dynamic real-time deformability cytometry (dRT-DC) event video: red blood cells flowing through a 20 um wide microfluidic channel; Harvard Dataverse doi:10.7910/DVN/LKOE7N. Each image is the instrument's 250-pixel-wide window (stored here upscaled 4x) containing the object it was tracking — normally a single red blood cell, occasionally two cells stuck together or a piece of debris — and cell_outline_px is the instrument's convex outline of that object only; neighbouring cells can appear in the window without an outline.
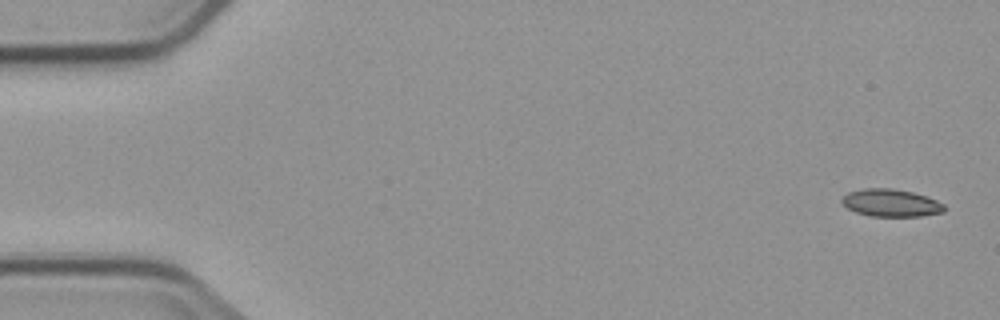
{"species": "common noctule bat (a hibernating species)", "species_latin": "Nyctalus noctula", "temperature_condition": "cold", "stored_images_in_passage": 8, "camera_frame_rate_fps": 3000, "um_per_image_px": 0.085, "animal": {"sex": "male", "body_mass_g": 23.1, "forearm_length_mm": 52.7}, "frame": {"image": 1, "passage_image": 1, "time_ms": 0.0, "image_size_px": [1000, 320], "cell_outline_px": [[944, 212], [920, 216], [868, 216], [856, 212], [848, 208], [840, 200], [848, 192], [864, 188], [892, 188], [912, 192], [936, 200], [944, 204]], "centroid_in_image_um": [75.71, 17.24], "position_along_channel_um": 9.3, "area_um2": 16.3}}
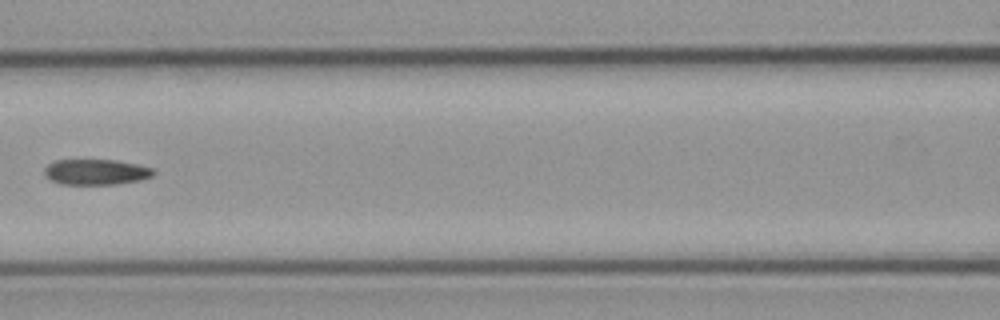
{"frame": {"image": 2, "passage_image": 7, "time_ms": 7.667, "image_size_px": [1000, 320], "cell_outline_px": [[156, 172], [152, 176], [140, 180], [116, 184], [60, 184], [44, 176], [44, 168], [48, 164], [56, 160], [112, 160], [136, 164], [152, 168]], "centroid_in_image_um": [8.14, 14.62], "position_along_channel_um": 158.5, "area_um2": 16.18}}
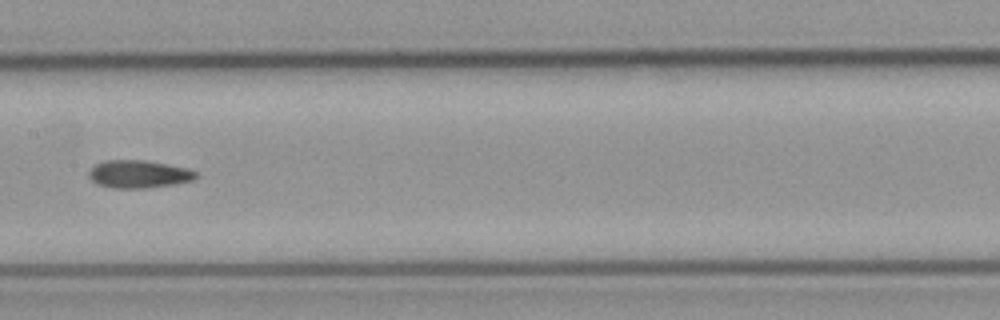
{"frame": {"image": 3, "passage_image": 8, "time_ms": 8.667, "image_size_px": [1000, 320], "cell_outline_px": [[200, 176], [192, 180], [176, 184], [144, 188], [112, 188], [96, 184], [88, 176], [88, 172], [96, 164], [104, 160], [144, 160], [168, 164], [188, 168], [196, 172]], "centroid_in_image_um": [11.8, 14.8], "position_along_channel_um": 195.6, "area_um2": 17.46}}